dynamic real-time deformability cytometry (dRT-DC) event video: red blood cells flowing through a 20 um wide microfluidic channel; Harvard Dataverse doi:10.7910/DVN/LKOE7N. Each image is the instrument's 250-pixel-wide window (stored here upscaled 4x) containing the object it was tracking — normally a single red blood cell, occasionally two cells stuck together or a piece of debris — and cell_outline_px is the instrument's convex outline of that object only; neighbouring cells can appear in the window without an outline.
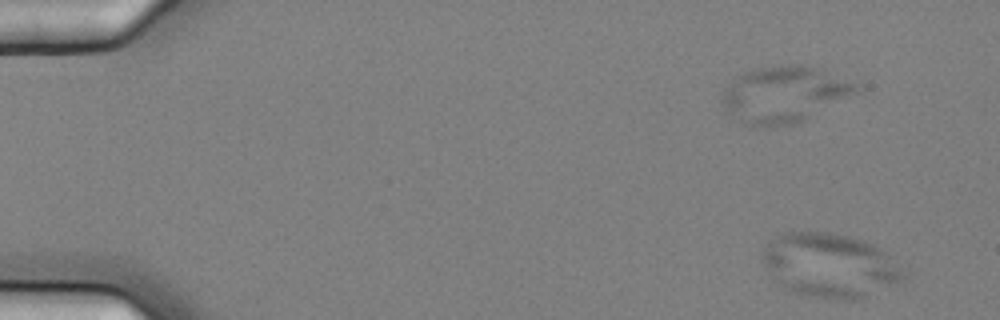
{"species": "common noctule bat (a hibernating species)", "species_latin": "Nyctalus noctula", "temperature_condition": "cold", "stored_images_in_passage": 9, "camera_frame_rate_fps": 3000, "um_per_image_px": 0.085, "animal": {"sex": "female", "body_mass_g": 25.1}, "frame": {"image": 1, "passage_image": 3, "time_ms": 0.667, "image_size_px": [1000, 320], "cell_outline_px": [[904, 276], [900, 280], [860, 300], [836, 300], [812, 296], [792, 292], [776, 280], [764, 264], [764, 244], [788, 232], [824, 232], [848, 236], [864, 240], [872, 244], [884, 252], [888, 256]], "centroid_in_image_um": [70.5, 22.57], "position_along_channel_um": 14.5, "area_um2": 51.38}}